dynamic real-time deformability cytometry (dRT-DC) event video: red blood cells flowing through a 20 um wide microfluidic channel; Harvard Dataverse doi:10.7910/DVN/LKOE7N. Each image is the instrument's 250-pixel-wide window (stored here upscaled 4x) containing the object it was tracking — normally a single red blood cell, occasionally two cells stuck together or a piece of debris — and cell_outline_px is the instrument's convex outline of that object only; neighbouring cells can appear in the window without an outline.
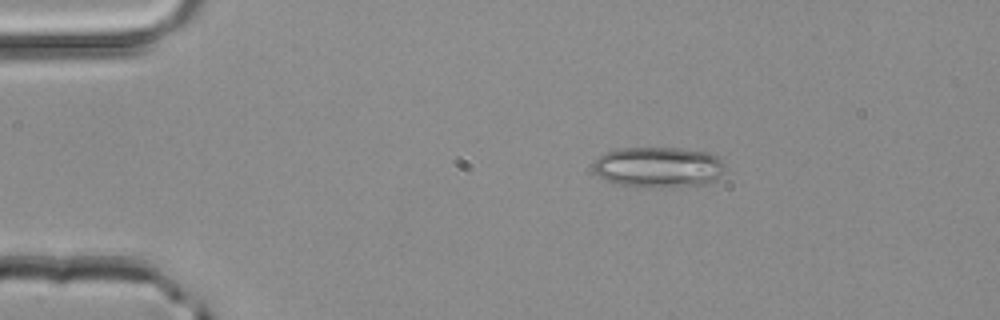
{"species": "common noctule bat (a hibernating species)", "species_latin": "Nyctalus noctula", "temperature_condition": "room temperature", "stored_images_in_passage": 43, "camera_frame_rate_fps": 3000, "um_per_image_px": 0.085, "animal": {"sex": "male", "body_mass_g": 20.4}, "frame": {"image": 1, "passage_image": 2, "time_ms": 0.333, "image_size_px": [1000, 320], "cell_outline_px": [[724, 172], [716, 180], [708, 184], [660, 188], [648, 188], [612, 184], [604, 180], [592, 168], [592, 164], [604, 152], [620, 148], [680, 148], [712, 152], [724, 164]], "centroid_in_image_um": [55.97, 14.22], "position_along_channel_um": 29.0, "area_um2": 31.91}}
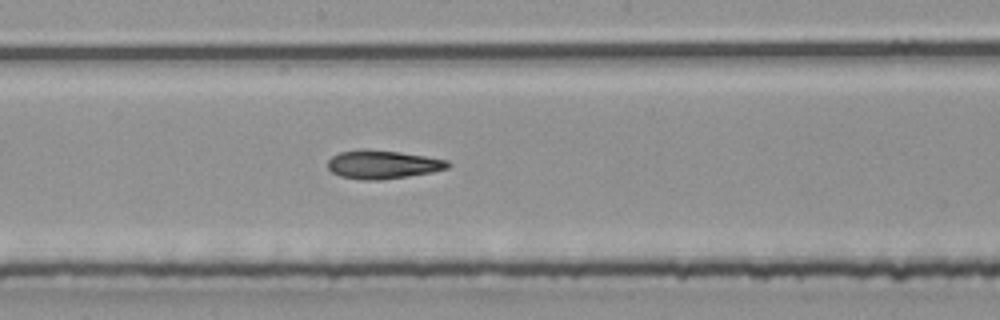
{"frame": {"image": 2, "passage_image": 20, "time_ms": 6.333, "image_size_px": [1000, 320], "cell_outline_px": [[452, 164], [448, 168], [432, 172], [408, 176], [380, 180], [360, 180], [340, 176], [332, 172], [328, 168], [328, 160], [332, 156], [340, 152], [400, 152], [448, 160]], "centroid_in_image_um": [32.58, 14.03], "position_along_channel_um": 215.6, "area_um2": 19.19}}
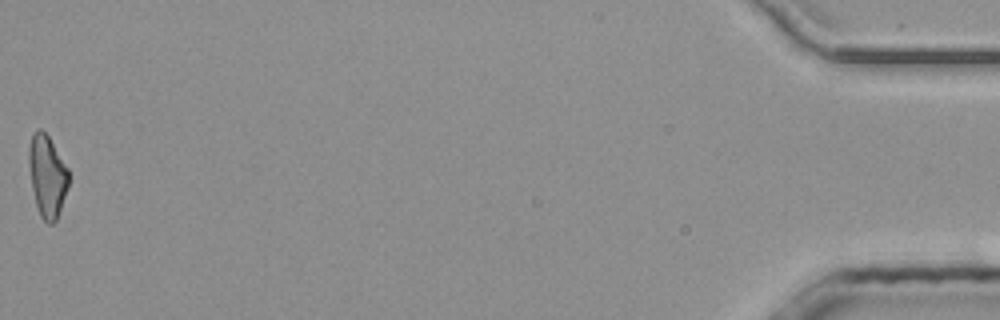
{"frame": {"image": 3, "passage_image": 43, "time_ms": 14.0, "image_size_px": [1000, 320], "cell_outline_px": [[68, 188], [56, 220], [52, 224], [48, 224], [40, 216], [36, 204], [32, 188], [28, 164], [28, 148], [32, 132], [36, 128], [40, 128], [48, 136], [68, 168]], "centroid_in_image_um": [3.99, 14.94], "position_along_channel_um": 431.2, "area_um2": 19.02}, "authors_computed_cell_mechanics": {"area_um2": 19.7098, "velocity_mm_per_s": 4.1752, "shape_relaxation_time_tau1_ms": 6.1619, "shape_relaxation_time_tau2_ms": 3.4733, "deformation_change_tau1": 0.1857, "deformation_change_tau2": 0.1299}}